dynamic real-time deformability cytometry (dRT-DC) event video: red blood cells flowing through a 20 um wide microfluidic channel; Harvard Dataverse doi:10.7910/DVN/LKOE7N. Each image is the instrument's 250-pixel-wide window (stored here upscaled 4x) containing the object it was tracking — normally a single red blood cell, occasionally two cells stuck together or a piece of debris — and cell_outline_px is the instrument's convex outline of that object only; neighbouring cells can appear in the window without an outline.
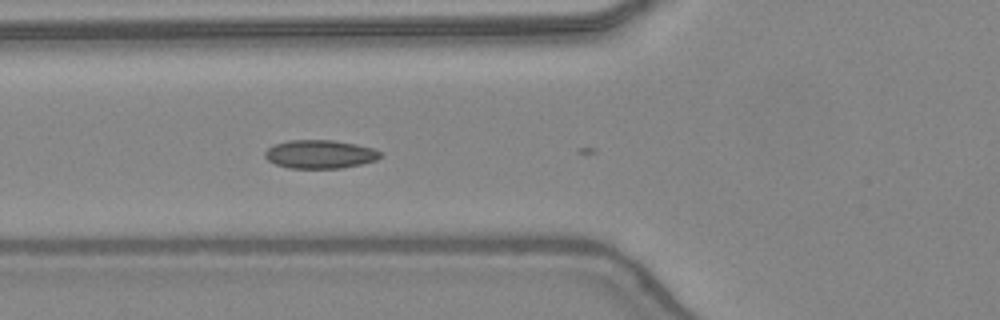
{"species": "common noctule bat (a hibernating species)", "species_latin": "Nyctalus noctula", "temperature_condition": "warm", "stored_images_in_passage": 5, "camera_frame_rate_fps": 3000, "um_per_image_px": 0.085, "animal": {"sex": "female", "body_mass_g": 24.6, "forearm_length_mm": 56.2}, "frame": {"image": 1, "passage_image": 3, "time_ms": 0.667, "image_size_px": [1000, 320], "cell_outline_px": [[380, 156], [376, 160], [360, 164], [340, 168], [288, 168], [276, 164], [268, 160], [264, 156], [264, 152], [268, 148], [276, 144], [288, 140], [332, 140], [356, 144], [372, 148], [380, 152]], "centroid_in_image_um": [27.16, 13.1], "position_along_channel_um": 98.6, "area_um2": 18.96}}